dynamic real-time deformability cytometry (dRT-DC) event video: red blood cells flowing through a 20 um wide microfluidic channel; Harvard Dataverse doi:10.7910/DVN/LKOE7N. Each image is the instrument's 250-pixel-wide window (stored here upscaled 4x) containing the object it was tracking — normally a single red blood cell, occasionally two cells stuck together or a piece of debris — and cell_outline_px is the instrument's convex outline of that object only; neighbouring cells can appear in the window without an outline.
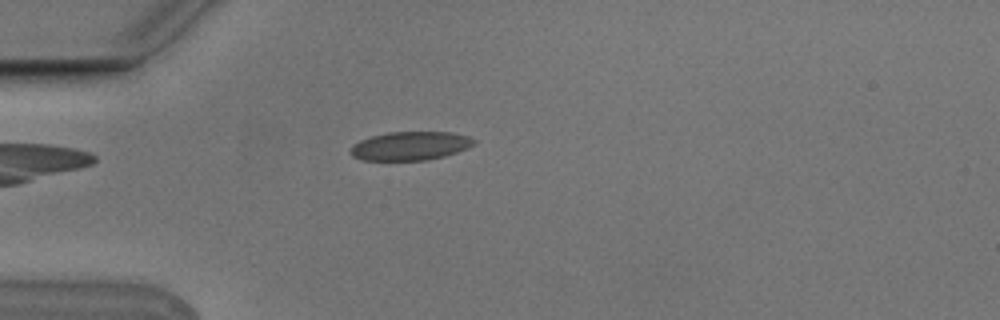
{"species": "Egyptian fruit bat (a non-hibernating species)", "species_latin": "Rousettus aegyptiacus", "temperature_condition": "cold", "stored_images_in_passage": 2, "camera_frame_rate_fps": 3000, "um_per_image_px": 0.085, "animal": {"sex": "male"}, "frame": {"image": 1, "passage_image": 1, "time_ms": 0.0, "image_size_px": [1000, 320], "cell_outline_px": [[476, 144], [468, 148], [444, 156], [428, 160], [360, 160], [352, 156], [348, 152], [352, 144], [360, 140], [372, 136], [388, 132], [452, 132], [468, 136], [476, 140]], "centroid_in_image_um": [34.86, 12.4], "position_along_channel_um": 50.1, "area_um2": 20.81}}